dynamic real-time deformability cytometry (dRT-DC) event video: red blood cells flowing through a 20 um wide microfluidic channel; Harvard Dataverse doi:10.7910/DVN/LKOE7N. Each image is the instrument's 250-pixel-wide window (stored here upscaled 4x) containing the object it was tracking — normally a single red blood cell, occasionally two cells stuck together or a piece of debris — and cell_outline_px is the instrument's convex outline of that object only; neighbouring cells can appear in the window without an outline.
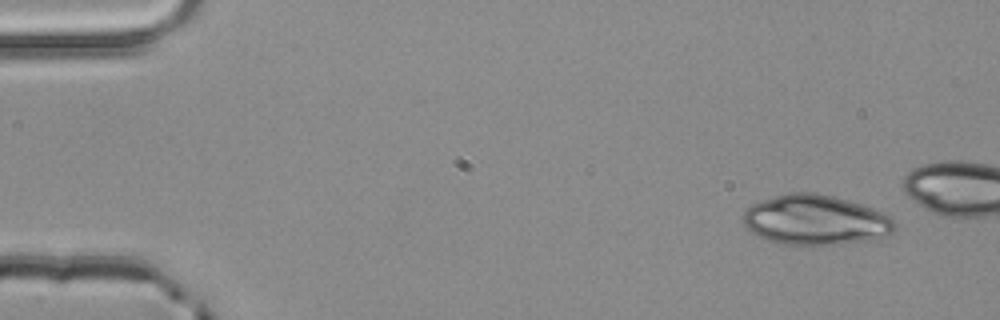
{"species": "common noctule bat (a hibernating species)", "species_latin": "Nyctalus noctula", "temperature_condition": "room temperature", "stored_images_in_passage": 5, "camera_frame_rate_fps": 3000, "um_per_image_px": 0.085, "animal": {"sex": "male", "body_mass_g": 20.4}, "frame": {"image": 1, "passage_image": 1, "time_ms": 0.0, "image_size_px": [1000, 320], "cell_outline_px": [[896, 232], [888, 236], [872, 240], [840, 244], [776, 244], [748, 232], [744, 224], [744, 212], [752, 204], [760, 200], [788, 192], [812, 192], [832, 196], [848, 200], [872, 208], [892, 216], [896, 224]], "centroid_in_image_um": [69.34, 18.71], "position_along_channel_um": 15.7, "area_um2": 44.62}}